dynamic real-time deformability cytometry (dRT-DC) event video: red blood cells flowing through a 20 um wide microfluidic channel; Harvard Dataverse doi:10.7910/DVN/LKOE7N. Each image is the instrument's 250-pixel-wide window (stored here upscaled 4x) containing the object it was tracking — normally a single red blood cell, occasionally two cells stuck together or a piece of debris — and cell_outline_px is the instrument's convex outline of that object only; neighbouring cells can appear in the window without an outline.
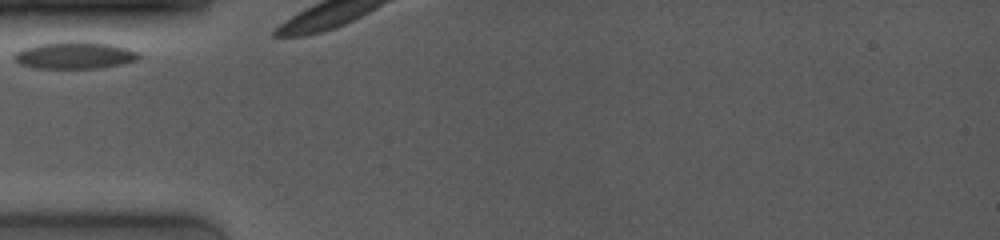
{"species": "common noctule bat (a hibernating species)", "species_latin": "Nyctalus noctula", "temperature_condition": "room temperature", "stored_images_in_passage": 4, "camera_frame_rate_fps": 4000, "um_per_image_px": 0.085, "animal": {"sex": "female", "body_mass_g": 19.0, "forearm_length_mm": 53.3}, "frame": {"image": 1, "passage_image": 1, "time_ms": 0.0, "image_size_px": [1000, 240], "cell_outline_px": [[140, 56], [136, 60], [120, 64], [100, 68], [36, 68], [20, 64], [12, 56], [16, 52], [24, 48], [36, 44], [64, 40], [84, 40], [112, 44], [128, 48], [140, 52]], "centroid_in_image_um": [6.36, 4.67], "position_along_channel_um": 78.6, "area_um2": 20.06}}